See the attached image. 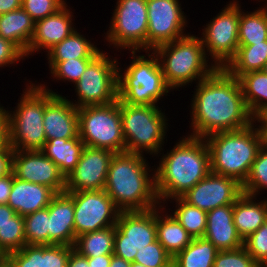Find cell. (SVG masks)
I'll use <instances>...</instances> for the list:
<instances>
[{"mask_svg":"<svg viewBox=\"0 0 267 267\" xmlns=\"http://www.w3.org/2000/svg\"><path fill=\"white\" fill-rule=\"evenodd\" d=\"M195 87L190 104L192 133L188 135L205 138L243 129L255 121L245 104L239 79L224 68H217Z\"/></svg>","mask_w":267,"mask_h":267,"instance_id":"6da1fadb","label":"cell"},{"mask_svg":"<svg viewBox=\"0 0 267 267\" xmlns=\"http://www.w3.org/2000/svg\"><path fill=\"white\" fill-rule=\"evenodd\" d=\"M180 139L170 151L157 155L161 158L155 168V189L161 205L181 197L211 172L205 139L188 134Z\"/></svg>","mask_w":267,"mask_h":267,"instance_id":"7a4b0ae2","label":"cell"},{"mask_svg":"<svg viewBox=\"0 0 267 267\" xmlns=\"http://www.w3.org/2000/svg\"><path fill=\"white\" fill-rule=\"evenodd\" d=\"M146 158L121 152L111 160L104 190L121 212L147 211L161 205L155 189V169Z\"/></svg>","mask_w":267,"mask_h":267,"instance_id":"3957f363","label":"cell"},{"mask_svg":"<svg viewBox=\"0 0 267 267\" xmlns=\"http://www.w3.org/2000/svg\"><path fill=\"white\" fill-rule=\"evenodd\" d=\"M204 139L210 152L211 172L243 184L266 135L261 122L255 120L243 129L217 132Z\"/></svg>","mask_w":267,"mask_h":267,"instance_id":"277c9868","label":"cell"},{"mask_svg":"<svg viewBox=\"0 0 267 267\" xmlns=\"http://www.w3.org/2000/svg\"><path fill=\"white\" fill-rule=\"evenodd\" d=\"M153 51L158 56L165 83L172 91L187 84L191 86L193 81L198 83L217 69L206 56L201 38L195 34L187 33Z\"/></svg>","mask_w":267,"mask_h":267,"instance_id":"5b68a950","label":"cell"},{"mask_svg":"<svg viewBox=\"0 0 267 267\" xmlns=\"http://www.w3.org/2000/svg\"><path fill=\"white\" fill-rule=\"evenodd\" d=\"M138 52L140 54L141 51H131L133 60L125 69L117 66L118 100L130 105L157 106L159 100L172 90L165 83L154 51H144L148 58L143 54L137 55Z\"/></svg>","mask_w":267,"mask_h":267,"instance_id":"8992f818","label":"cell"},{"mask_svg":"<svg viewBox=\"0 0 267 267\" xmlns=\"http://www.w3.org/2000/svg\"><path fill=\"white\" fill-rule=\"evenodd\" d=\"M31 82L25 85L14 111L6 110L7 142L14 151L41 150L46 142L43 123L45 89Z\"/></svg>","mask_w":267,"mask_h":267,"instance_id":"52a82bcc","label":"cell"},{"mask_svg":"<svg viewBox=\"0 0 267 267\" xmlns=\"http://www.w3.org/2000/svg\"><path fill=\"white\" fill-rule=\"evenodd\" d=\"M119 107L125 152L142 155L149 153L152 157L163 152L169 118H166L162 108L155 105H130L121 100Z\"/></svg>","mask_w":267,"mask_h":267,"instance_id":"ba28073f","label":"cell"},{"mask_svg":"<svg viewBox=\"0 0 267 267\" xmlns=\"http://www.w3.org/2000/svg\"><path fill=\"white\" fill-rule=\"evenodd\" d=\"M79 137L85 146L125 152L119 100L78 108Z\"/></svg>","mask_w":267,"mask_h":267,"instance_id":"9c48e42d","label":"cell"},{"mask_svg":"<svg viewBox=\"0 0 267 267\" xmlns=\"http://www.w3.org/2000/svg\"><path fill=\"white\" fill-rule=\"evenodd\" d=\"M110 57L101 51L74 83L77 101L72 99L71 103L77 108L107 105L118 100L117 66L120 62Z\"/></svg>","mask_w":267,"mask_h":267,"instance_id":"30bf717a","label":"cell"},{"mask_svg":"<svg viewBox=\"0 0 267 267\" xmlns=\"http://www.w3.org/2000/svg\"><path fill=\"white\" fill-rule=\"evenodd\" d=\"M105 40L117 50L147 51V0H117Z\"/></svg>","mask_w":267,"mask_h":267,"instance_id":"8fae6325","label":"cell"},{"mask_svg":"<svg viewBox=\"0 0 267 267\" xmlns=\"http://www.w3.org/2000/svg\"><path fill=\"white\" fill-rule=\"evenodd\" d=\"M229 2L212 21L203 26L200 37L206 56H210L216 68H225L235 57L239 46L240 1Z\"/></svg>","mask_w":267,"mask_h":267,"instance_id":"7c38bea8","label":"cell"},{"mask_svg":"<svg viewBox=\"0 0 267 267\" xmlns=\"http://www.w3.org/2000/svg\"><path fill=\"white\" fill-rule=\"evenodd\" d=\"M156 239L155 208L120 212L115 225L113 254L132 263L137 251Z\"/></svg>","mask_w":267,"mask_h":267,"instance_id":"4fadbf2b","label":"cell"},{"mask_svg":"<svg viewBox=\"0 0 267 267\" xmlns=\"http://www.w3.org/2000/svg\"><path fill=\"white\" fill-rule=\"evenodd\" d=\"M74 202V228L76 237L115 226L120 214L105 190L68 192Z\"/></svg>","mask_w":267,"mask_h":267,"instance_id":"5bb4252c","label":"cell"},{"mask_svg":"<svg viewBox=\"0 0 267 267\" xmlns=\"http://www.w3.org/2000/svg\"><path fill=\"white\" fill-rule=\"evenodd\" d=\"M182 9L179 0H147V51L187 35L188 20Z\"/></svg>","mask_w":267,"mask_h":267,"instance_id":"9a60e30c","label":"cell"},{"mask_svg":"<svg viewBox=\"0 0 267 267\" xmlns=\"http://www.w3.org/2000/svg\"><path fill=\"white\" fill-rule=\"evenodd\" d=\"M114 154L108 149L85 146L76 167L65 177L64 192L104 190Z\"/></svg>","mask_w":267,"mask_h":267,"instance_id":"2e32d148","label":"cell"},{"mask_svg":"<svg viewBox=\"0 0 267 267\" xmlns=\"http://www.w3.org/2000/svg\"><path fill=\"white\" fill-rule=\"evenodd\" d=\"M243 194L236 179L210 172L181 198L188 204L209 212L220 206L234 204Z\"/></svg>","mask_w":267,"mask_h":267,"instance_id":"e0dca14e","label":"cell"},{"mask_svg":"<svg viewBox=\"0 0 267 267\" xmlns=\"http://www.w3.org/2000/svg\"><path fill=\"white\" fill-rule=\"evenodd\" d=\"M14 177L51 188L55 193L65 190V176L58 166L40 150H16L12 157Z\"/></svg>","mask_w":267,"mask_h":267,"instance_id":"ac0fdd59","label":"cell"},{"mask_svg":"<svg viewBox=\"0 0 267 267\" xmlns=\"http://www.w3.org/2000/svg\"><path fill=\"white\" fill-rule=\"evenodd\" d=\"M39 84L45 89L43 123L46 141L79 137L78 108L70 99L53 91L46 84Z\"/></svg>","mask_w":267,"mask_h":267,"instance_id":"d6986e66","label":"cell"},{"mask_svg":"<svg viewBox=\"0 0 267 267\" xmlns=\"http://www.w3.org/2000/svg\"><path fill=\"white\" fill-rule=\"evenodd\" d=\"M65 4L57 12L35 21L34 33L27 50V58L40 50L47 52L55 44L62 42L76 29L74 28L73 12Z\"/></svg>","mask_w":267,"mask_h":267,"instance_id":"ffe728a7","label":"cell"},{"mask_svg":"<svg viewBox=\"0 0 267 267\" xmlns=\"http://www.w3.org/2000/svg\"><path fill=\"white\" fill-rule=\"evenodd\" d=\"M49 210L48 245L74 246V202L68 192L56 193L47 207Z\"/></svg>","mask_w":267,"mask_h":267,"instance_id":"44dd1931","label":"cell"},{"mask_svg":"<svg viewBox=\"0 0 267 267\" xmlns=\"http://www.w3.org/2000/svg\"><path fill=\"white\" fill-rule=\"evenodd\" d=\"M204 238L219 251L235 250L244 246L233 221V204L224 205L207 212Z\"/></svg>","mask_w":267,"mask_h":267,"instance_id":"7402d4cb","label":"cell"},{"mask_svg":"<svg viewBox=\"0 0 267 267\" xmlns=\"http://www.w3.org/2000/svg\"><path fill=\"white\" fill-rule=\"evenodd\" d=\"M56 193L49 187L22 181L13 174L12 190L7 204L20 216L34 213L49 206Z\"/></svg>","mask_w":267,"mask_h":267,"instance_id":"603a6c76","label":"cell"},{"mask_svg":"<svg viewBox=\"0 0 267 267\" xmlns=\"http://www.w3.org/2000/svg\"><path fill=\"white\" fill-rule=\"evenodd\" d=\"M73 246L66 245H28L10 253L16 267H67Z\"/></svg>","mask_w":267,"mask_h":267,"instance_id":"cb8c5ba5","label":"cell"},{"mask_svg":"<svg viewBox=\"0 0 267 267\" xmlns=\"http://www.w3.org/2000/svg\"><path fill=\"white\" fill-rule=\"evenodd\" d=\"M256 200V196L243 193L233 204L234 225L243 241L267 220V198Z\"/></svg>","mask_w":267,"mask_h":267,"instance_id":"d4e9b609","label":"cell"},{"mask_svg":"<svg viewBox=\"0 0 267 267\" xmlns=\"http://www.w3.org/2000/svg\"><path fill=\"white\" fill-rule=\"evenodd\" d=\"M166 211L164 205L155 208L156 237L157 241L174 258L191 243L193 238L177 219Z\"/></svg>","mask_w":267,"mask_h":267,"instance_id":"484cf974","label":"cell"},{"mask_svg":"<svg viewBox=\"0 0 267 267\" xmlns=\"http://www.w3.org/2000/svg\"><path fill=\"white\" fill-rule=\"evenodd\" d=\"M35 21L21 7L0 15V36L15 44L27 57Z\"/></svg>","mask_w":267,"mask_h":267,"instance_id":"4316f807","label":"cell"},{"mask_svg":"<svg viewBox=\"0 0 267 267\" xmlns=\"http://www.w3.org/2000/svg\"><path fill=\"white\" fill-rule=\"evenodd\" d=\"M238 79L249 112L255 120H260L267 113V73L253 71Z\"/></svg>","mask_w":267,"mask_h":267,"instance_id":"83f0119b","label":"cell"},{"mask_svg":"<svg viewBox=\"0 0 267 267\" xmlns=\"http://www.w3.org/2000/svg\"><path fill=\"white\" fill-rule=\"evenodd\" d=\"M84 147L80 137L69 140L51 139L45 142L40 151L52 160L66 177L76 167Z\"/></svg>","mask_w":267,"mask_h":267,"instance_id":"f1b7e54d","label":"cell"},{"mask_svg":"<svg viewBox=\"0 0 267 267\" xmlns=\"http://www.w3.org/2000/svg\"><path fill=\"white\" fill-rule=\"evenodd\" d=\"M76 29L70 36L62 42L55 44L47 51L48 61H66L80 58H95L102 49L91 43L84 35Z\"/></svg>","mask_w":267,"mask_h":267,"instance_id":"f546056e","label":"cell"},{"mask_svg":"<svg viewBox=\"0 0 267 267\" xmlns=\"http://www.w3.org/2000/svg\"><path fill=\"white\" fill-rule=\"evenodd\" d=\"M267 62V40L254 45L238 46L235 57L224 68L231 76L263 70Z\"/></svg>","mask_w":267,"mask_h":267,"instance_id":"4dcf8cb0","label":"cell"},{"mask_svg":"<svg viewBox=\"0 0 267 267\" xmlns=\"http://www.w3.org/2000/svg\"><path fill=\"white\" fill-rule=\"evenodd\" d=\"M239 46L254 45L267 40V7H257L253 12H244L240 5L238 28Z\"/></svg>","mask_w":267,"mask_h":267,"instance_id":"1f68e13d","label":"cell"},{"mask_svg":"<svg viewBox=\"0 0 267 267\" xmlns=\"http://www.w3.org/2000/svg\"><path fill=\"white\" fill-rule=\"evenodd\" d=\"M218 252L209 240L195 238L173 258V267H213Z\"/></svg>","mask_w":267,"mask_h":267,"instance_id":"d6a6232c","label":"cell"},{"mask_svg":"<svg viewBox=\"0 0 267 267\" xmlns=\"http://www.w3.org/2000/svg\"><path fill=\"white\" fill-rule=\"evenodd\" d=\"M115 226L76 237L74 250L85 257H97L114 252Z\"/></svg>","mask_w":267,"mask_h":267,"instance_id":"836d02e7","label":"cell"},{"mask_svg":"<svg viewBox=\"0 0 267 267\" xmlns=\"http://www.w3.org/2000/svg\"><path fill=\"white\" fill-rule=\"evenodd\" d=\"M168 201L176 204V209H174V211L171 210V214H173L189 235L193 239L204 237L207 212L188 204L181 197H175Z\"/></svg>","mask_w":267,"mask_h":267,"instance_id":"e575fe53","label":"cell"},{"mask_svg":"<svg viewBox=\"0 0 267 267\" xmlns=\"http://www.w3.org/2000/svg\"><path fill=\"white\" fill-rule=\"evenodd\" d=\"M243 193L256 196L267 190V141L259 149L249 174L242 184Z\"/></svg>","mask_w":267,"mask_h":267,"instance_id":"d590c367","label":"cell"},{"mask_svg":"<svg viewBox=\"0 0 267 267\" xmlns=\"http://www.w3.org/2000/svg\"><path fill=\"white\" fill-rule=\"evenodd\" d=\"M28 245H48L49 210L44 208L23 217Z\"/></svg>","mask_w":267,"mask_h":267,"instance_id":"8d00e7d4","label":"cell"},{"mask_svg":"<svg viewBox=\"0 0 267 267\" xmlns=\"http://www.w3.org/2000/svg\"><path fill=\"white\" fill-rule=\"evenodd\" d=\"M93 59L94 58H80L72 60L69 59L66 61H48L47 63L53 79L55 78L56 81H67V83L72 82V84H74L80 79L87 65Z\"/></svg>","mask_w":267,"mask_h":267,"instance_id":"74e56055","label":"cell"},{"mask_svg":"<svg viewBox=\"0 0 267 267\" xmlns=\"http://www.w3.org/2000/svg\"><path fill=\"white\" fill-rule=\"evenodd\" d=\"M26 245L23 216L15 215V224L0 226V249L8 256Z\"/></svg>","mask_w":267,"mask_h":267,"instance_id":"f35d334b","label":"cell"},{"mask_svg":"<svg viewBox=\"0 0 267 267\" xmlns=\"http://www.w3.org/2000/svg\"><path fill=\"white\" fill-rule=\"evenodd\" d=\"M134 262L147 267H173V257L163 248L157 239L137 251Z\"/></svg>","mask_w":267,"mask_h":267,"instance_id":"ab89813d","label":"cell"},{"mask_svg":"<svg viewBox=\"0 0 267 267\" xmlns=\"http://www.w3.org/2000/svg\"><path fill=\"white\" fill-rule=\"evenodd\" d=\"M213 267H260L246 248L219 251L214 260Z\"/></svg>","mask_w":267,"mask_h":267,"instance_id":"60d3db41","label":"cell"},{"mask_svg":"<svg viewBox=\"0 0 267 267\" xmlns=\"http://www.w3.org/2000/svg\"><path fill=\"white\" fill-rule=\"evenodd\" d=\"M67 0H22V8L34 21L54 14L62 8Z\"/></svg>","mask_w":267,"mask_h":267,"instance_id":"b9f144b4","label":"cell"},{"mask_svg":"<svg viewBox=\"0 0 267 267\" xmlns=\"http://www.w3.org/2000/svg\"><path fill=\"white\" fill-rule=\"evenodd\" d=\"M244 247L258 264L267 257V220L244 240Z\"/></svg>","mask_w":267,"mask_h":267,"instance_id":"7bdbcfd3","label":"cell"},{"mask_svg":"<svg viewBox=\"0 0 267 267\" xmlns=\"http://www.w3.org/2000/svg\"><path fill=\"white\" fill-rule=\"evenodd\" d=\"M25 54L11 41L0 36V67H11L14 63L24 60ZM11 65V66H10Z\"/></svg>","mask_w":267,"mask_h":267,"instance_id":"ee69618b","label":"cell"},{"mask_svg":"<svg viewBox=\"0 0 267 267\" xmlns=\"http://www.w3.org/2000/svg\"><path fill=\"white\" fill-rule=\"evenodd\" d=\"M14 150L8 142L0 148V177L12 172V157Z\"/></svg>","mask_w":267,"mask_h":267,"instance_id":"f6af8a7d","label":"cell"},{"mask_svg":"<svg viewBox=\"0 0 267 267\" xmlns=\"http://www.w3.org/2000/svg\"><path fill=\"white\" fill-rule=\"evenodd\" d=\"M13 172L0 177V204H7L12 190Z\"/></svg>","mask_w":267,"mask_h":267,"instance_id":"bcb514c9","label":"cell"},{"mask_svg":"<svg viewBox=\"0 0 267 267\" xmlns=\"http://www.w3.org/2000/svg\"><path fill=\"white\" fill-rule=\"evenodd\" d=\"M16 214L17 213L8 204H0V226L15 224Z\"/></svg>","mask_w":267,"mask_h":267,"instance_id":"7dc6e473","label":"cell"},{"mask_svg":"<svg viewBox=\"0 0 267 267\" xmlns=\"http://www.w3.org/2000/svg\"><path fill=\"white\" fill-rule=\"evenodd\" d=\"M67 267H90L88 257L80 255L73 249L68 258Z\"/></svg>","mask_w":267,"mask_h":267,"instance_id":"c3c4849f","label":"cell"},{"mask_svg":"<svg viewBox=\"0 0 267 267\" xmlns=\"http://www.w3.org/2000/svg\"><path fill=\"white\" fill-rule=\"evenodd\" d=\"M0 105V148L7 143V113Z\"/></svg>","mask_w":267,"mask_h":267,"instance_id":"681fc988","label":"cell"},{"mask_svg":"<svg viewBox=\"0 0 267 267\" xmlns=\"http://www.w3.org/2000/svg\"><path fill=\"white\" fill-rule=\"evenodd\" d=\"M113 254H105L97 257H88L90 267H109Z\"/></svg>","mask_w":267,"mask_h":267,"instance_id":"f907efd6","label":"cell"},{"mask_svg":"<svg viewBox=\"0 0 267 267\" xmlns=\"http://www.w3.org/2000/svg\"><path fill=\"white\" fill-rule=\"evenodd\" d=\"M22 7V0H0V15Z\"/></svg>","mask_w":267,"mask_h":267,"instance_id":"816d5d0a","label":"cell"},{"mask_svg":"<svg viewBox=\"0 0 267 267\" xmlns=\"http://www.w3.org/2000/svg\"><path fill=\"white\" fill-rule=\"evenodd\" d=\"M131 263L124 258L112 255V260L109 267H130Z\"/></svg>","mask_w":267,"mask_h":267,"instance_id":"f5cc1de1","label":"cell"},{"mask_svg":"<svg viewBox=\"0 0 267 267\" xmlns=\"http://www.w3.org/2000/svg\"><path fill=\"white\" fill-rule=\"evenodd\" d=\"M0 267H16L9 256H5L0 260Z\"/></svg>","mask_w":267,"mask_h":267,"instance_id":"db71d44e","label":"cell"},{"mask_svg":"<svg viewBox=\"0 0 267 267\" xmlns=\"http://www.w3.org/2000/svg\"><path fill=\"white\" fill-rule=\"evenodd\" d=\"M259 121L263 126L264 132H267V113Z\"/></svg>","mask_w":267,"mask_h":267,"instance_id":"11a10c76","label":"cell"},{"mask_svg":"<svg viewBox=\"0 0 267 267\" xmlns=\"http://www.w3.org/2000/svg\"><path fill=\"white\" fill-rule=\"evenodd\" d=\"M130 267H147V266L142 265V264L137 263V262H132L131 265H130Z\"/></svg>","mask_w":267,"mask_h":267,"instance_id":"9f6ffc18","label":"cell"},{"mask_svg":"<svg viewBox=\"0 0 267 267\" xmlns=\"http://www.w3.org/2000/svg\"><path fill=\"white\" fill-rule=\"evenodd\" d=\"M260 267H267V257L259 264Z\"/></svg>","mask_w":267,"mask_h":267,"instance_id":"6f0895ef","label":"cell"},{"mask_svg":"<svg viewBox=\"0 0 267 267\" xmlns=\"http://www.w3.org/2000/svg\"><path fill=\"white\" fill-rule=\"evenodd\" d=\"M6 255L2 252V250L0 249V260L2 259V258H4Z\"/></svg>","mask_w":267,"mask_h":267,"instance_id":"680465c9","label":"cell"},{"mask_svg":"<svg viewBox=\"0 0 267 267\" xmlns=\"http://www.w3.org/2000/svg\"><path fill=\"white\" fill-rule=\"evenodd\" d=\"M263 71H264L265 73H267V62L265 63V66H264V68H263Z\"/></svg>","mask_w":267,"mask_h":267,"instance_id":"91938a15","label":"cell"},{"mask_svg":"<svg viewBox=\"0 0 267 267\" xmlns=\"http://www.w3.org/2000/svg\"><path fill=\"white\" fill-rule=\"evenodd\" d=\"M256 1H258V0H256ZM261 2H263V1H265V4L263 5V7H267V0H260Z\"/></svg>","mask_w":267,"mask_h":267,"instance_id":"94428289","label":"cell"}]
</instances>
